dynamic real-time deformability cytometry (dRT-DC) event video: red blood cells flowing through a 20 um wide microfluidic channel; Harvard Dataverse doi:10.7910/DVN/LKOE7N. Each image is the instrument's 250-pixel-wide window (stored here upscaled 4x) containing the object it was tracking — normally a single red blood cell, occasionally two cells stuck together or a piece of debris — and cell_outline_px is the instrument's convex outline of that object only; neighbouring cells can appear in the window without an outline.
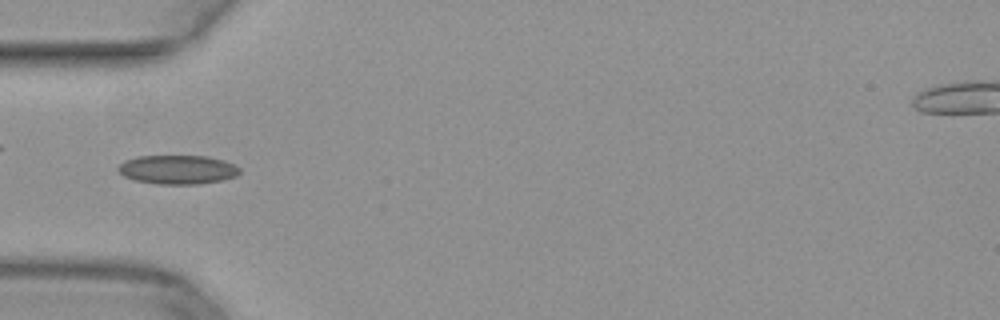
{"species": "common noctule bat (a hibernating species)", "species_latin": "Nyctalus noctula", "temperature_condition": "warm", "stored_images_in_passage": 48, "camera_frame_rate_fps": 3000, "um_per_image_px": 0.085, "animal": {"sex": "female", "body_mass_g": 29.2, "forearm_length_mm": 56.3}, "frame": {"image": 1, "passage_image": 14, "time_ms": 4.333, "image_size_px": [1000, 320], "cell_outline_px": [[240, 172], [236, 176], [224, 180], [200, 184], [156, 184], [136, 180], [124, 176], [116, 168], [124, 160], [136, 156], [208, 156], [224, 160], [240, 168]], "centroid_in_image_um": [15.1, 14.41], "position_along_channel_um": 69.9, "area_um2": 20.63}}
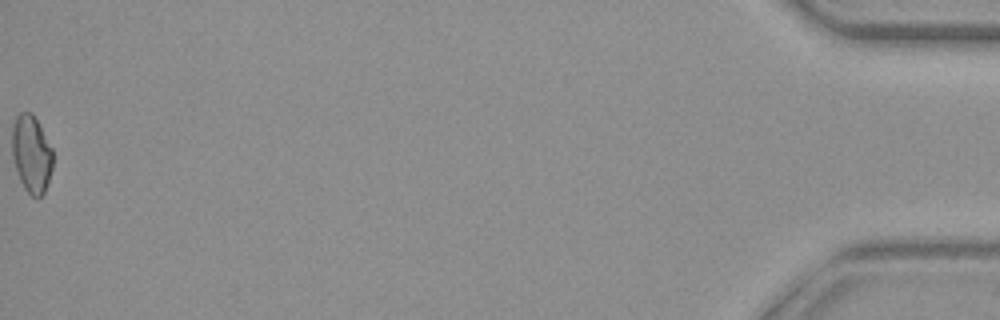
{"frame": {"image": 2, "passage_image": 48, "time_ms": 15.667, "image_size_px": [1000, 320], "cell_outline_px": [[52, 168], [44, 192], [36, 200], [24, 188], [20, 180], [12, 156], [12, 124], [16, 116], [20, 112], [32, 112], [52, 148]], "centroid_in_image_um": [2.66, 13.07], "position_along_channel_um": 432.5, "area_um2": 18.32}}